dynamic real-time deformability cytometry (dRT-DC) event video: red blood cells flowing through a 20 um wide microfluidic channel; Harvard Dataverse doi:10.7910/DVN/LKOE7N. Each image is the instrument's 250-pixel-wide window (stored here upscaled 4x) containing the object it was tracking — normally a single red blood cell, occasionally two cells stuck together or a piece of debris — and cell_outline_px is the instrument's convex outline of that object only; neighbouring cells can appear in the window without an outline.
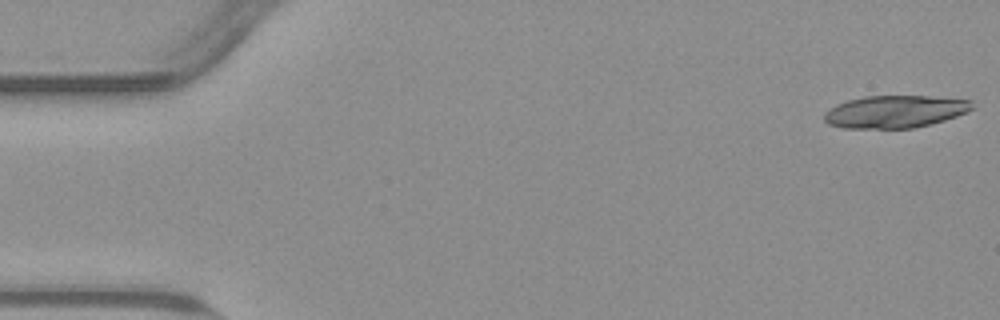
{"species": "common noctule bat (a hibernating species)", "species_latin": "Nyctalus noctula", "temperature_condition": "warm", "stored_images_in_passage": 18, "camera_frame_rate_fps": 3000, "um_per_image_px": 0.085, "animal": {"sex": "male", "body_mass_g": 23.1, "forearm_length_mm": 52.7}, "frame": {"image": 1, "passage_image": 1, "time_ms": 0.0, "image_size_px": [1000, 320], "cell_outline_px": [[976, 108], [968, 112], [944, 120], [912, 128], [844, 128], [828, 124], [824, 120], [824, 112], [828, 108], [836, 104], [848, 100], [864, 96], [928, 96], [972, 100]], "centroid_in_image_um": [76.08, 9.48], "position_along_channel_um": 8.9, "area_um2": 28.09}}